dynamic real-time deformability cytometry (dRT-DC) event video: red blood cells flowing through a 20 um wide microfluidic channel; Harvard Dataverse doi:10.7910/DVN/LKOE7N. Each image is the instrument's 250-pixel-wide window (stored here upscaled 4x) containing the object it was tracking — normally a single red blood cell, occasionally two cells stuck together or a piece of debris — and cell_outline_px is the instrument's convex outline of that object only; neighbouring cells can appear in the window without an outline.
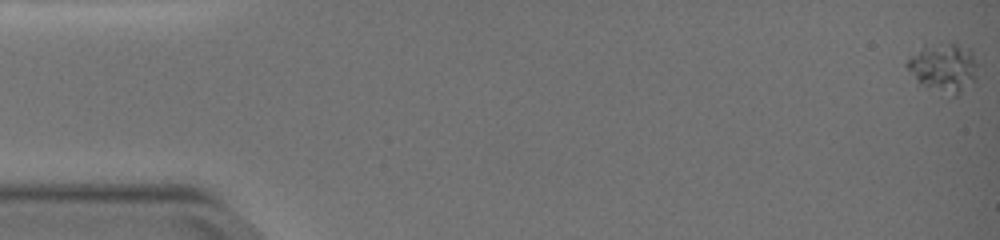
{"species": "common noctule bat (a hibernating species)", "species_latin": "Nyctalus noctula", "temperature_condition": "warm", "stored_images_in_passage": 53, "camera_frame_rate_fps": 3000, "um_per_image_px": 0.085, "animal": {"sex": "female", "body_mass_g": 19.0, "forearm_length_mm": 51.5}, "frame": {"image": 1, "passage_image": 1, "time_ms": 0.0, "image_size_px": [1000, 240], "cell_outline_px": [[980, 64], [976, 80], [956, 96], [952, 96], [928, 88], [920, 84], [916, 80], [904, 64], [924, 44], [956, 44], [972, 48]], "centroid_in_image_um": [80.28, 5.74], "position_along_channel_um": 4.7, "area_um2": 20.58}}
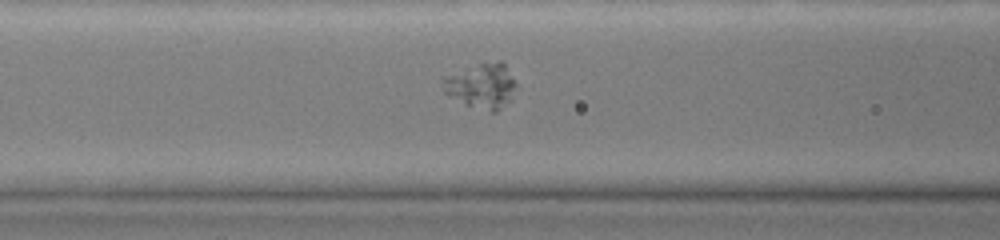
{"frame": {"image": 2, "passage_image": 23, "time_ms": 7.333, "image_size_px": [1000, 240], "cell_outline_px": [[516, 88], [512, 100], [496, 112], [492, 112], [468, 104], [448, 96], [444, 92], [440, 80], [444, 76], [484, 60], [500, 60], [504, 64], [516, 84]], "centroid_in_image_um": [40.92, 7.25], "position_along_channel_um": 125.7, "area_um2": 19.54}}
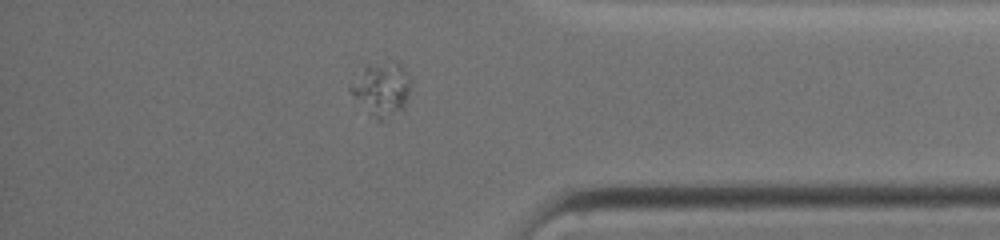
{"frame": {"image": 3, "passage_image": 46, "time_ms": 15.0, "image_size_px": [1000, 240], "cell_outline_px": [[412, 84], [404, 112], [384, 120], [376, 120], [348, 92], [348, 88], [364, 64], [396, 60], [404, 68], [412, 80]], "centroid_in_image_um": [32.47, 7.56], "position_along_channel_um": 402.7, "area_um2": 19.71}}